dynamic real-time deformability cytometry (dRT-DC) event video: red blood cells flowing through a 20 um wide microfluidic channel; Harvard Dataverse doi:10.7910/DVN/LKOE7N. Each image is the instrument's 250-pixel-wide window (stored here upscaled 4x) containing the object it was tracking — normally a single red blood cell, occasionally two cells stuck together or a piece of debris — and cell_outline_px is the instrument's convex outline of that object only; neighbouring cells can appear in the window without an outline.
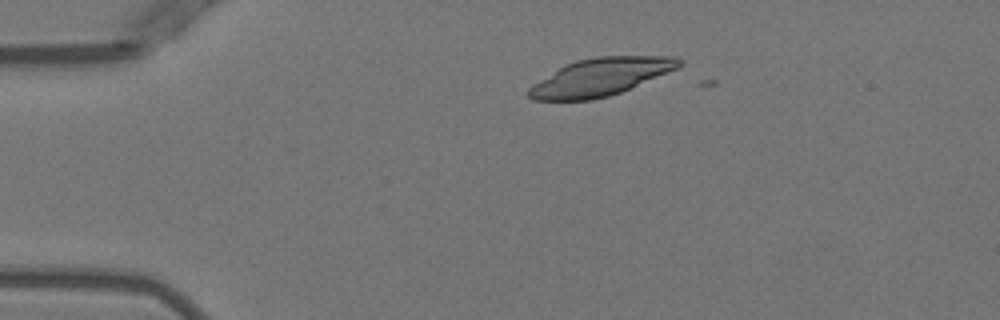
{"species": "Egyptian fruit bat (a non-hibernating species)", "species_latin": "Rousettus aegyptiacus", "temperature_condition": "warm", "stored_images_in_passage": 5, "camera_frame_rate_fps": 3000, "um_per_image_px": 0.085, "animal": {"sex": "female"}, "frame": {"image": 1, "passage_image": 3, "time_ms": 2.667, "image_size_px": [1000, 320], "cell_outline_px": [[684, 64], [676, 68], [620, 92], [608, 96], [592, 100], [532, 100], [528, 96], [528, 88], [540, 80], [560, 68], [576, 60], [596, 56], [672, 56], [684, 60]], "centroid_in_image_um": [51.05, 6.54], "position_along_channel_um": 34.0, "area_um2": 32.31}}